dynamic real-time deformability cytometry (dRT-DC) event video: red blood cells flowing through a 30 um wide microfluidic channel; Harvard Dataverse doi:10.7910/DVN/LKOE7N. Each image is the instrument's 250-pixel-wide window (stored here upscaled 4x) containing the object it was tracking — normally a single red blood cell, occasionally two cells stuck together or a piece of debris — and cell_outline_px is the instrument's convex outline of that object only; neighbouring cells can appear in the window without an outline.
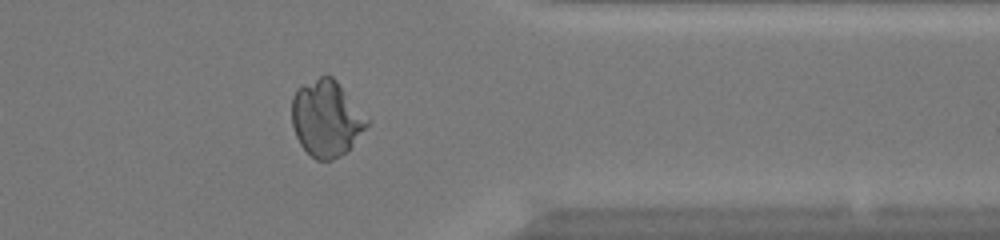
{"species": "common noctule bat (a hibernating species)", "species_latin": "Nyctalus noctula", "temperature_condition": "warm", "stored_images_in_passage": 49, "camera_frame_rate_fps": 3000, "um_per_image_px": 0.085, "animal": {"sex": "female", "body_mass_g": 20.0, "forearm_length_mm": 54.0}, "frame": {"image": 1, "passage_image": 40, "time_ms": 13.0, "image_size_px": [1000, 240], "cell_outline_px": [[368, 124], [352, 144], [340, 156], [332, 160], [316, 160], [300, 144], [296, 136], [292, 124], [292, 96], [296, 88], [320, 76], [332, 76], [336, 80], [368, 120]], "centroid_in_image_um": [27.69, 10.06], "position_along_channel_um": 383.7, "area_um2": 32.66}}